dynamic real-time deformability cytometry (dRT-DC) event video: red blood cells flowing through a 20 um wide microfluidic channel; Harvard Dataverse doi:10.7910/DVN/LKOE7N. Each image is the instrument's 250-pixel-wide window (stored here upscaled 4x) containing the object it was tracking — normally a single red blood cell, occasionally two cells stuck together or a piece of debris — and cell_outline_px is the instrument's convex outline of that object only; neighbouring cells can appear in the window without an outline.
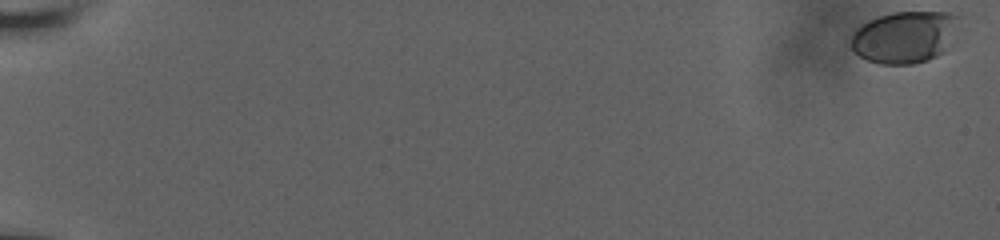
{"species": "human", "species_latin": "Homo sapiens", "temperature_condition": "room temperature", "stored_images_in_passage": 59, "camera_frame_rate_fps": 3000, "um_per_image_px": 0.085, "donor": {"sex": "male"}, "frame": {"image": 1, "passage_image": 1, "time_ms": 0.0, "image_size_px": [1000, 240], "cell_outline_px": [[964, 16], [944, 52], [928, 60], [912, 64], [880, 64], [868, 60], [860, 56], [852, 48], [852, 36], [856, 28], [880, 16], [892, 12], [948, 12]], "centroid_in_image_um": [76.96, 3.13], "position_along_channel_um": 8.0, "area_um2": 32.66}}
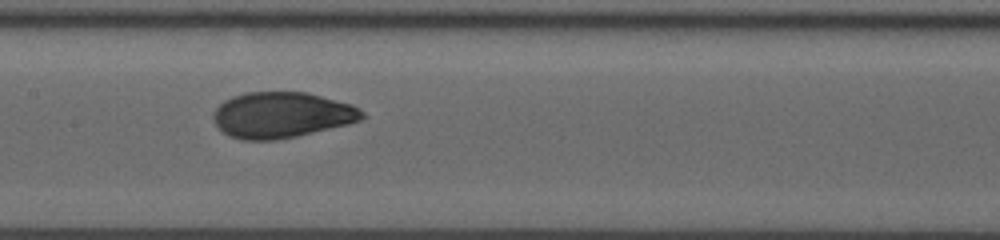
{"frame": {"image": 2, "passage_image": 33, "time_ms": 10.667, "image_size_px": [1000, 240], "cell_outline_px": [[368, 116], [360, 120], [348, 124], [296, 136], [276, 140], [244, 140], [228, 136], [216, 124], [212, 116], [212, 112], [224, 100], [232, 96], [244, 92], [308, 92], [352, 104], [360, 108]], "centroid_in_image_um": [23.95, 9.76], "position_along_channel_um": 183.4, "area_um2": 39.94}}
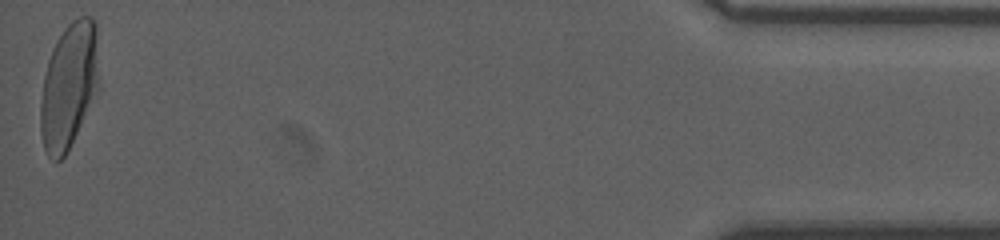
{"frame": {"image": 3, "passage_image": 59, "time_ms": 19.333, "image_size_px": [1000, 240], "cell_outline_px": [[100, 88], [64, 156], [56, 164], [48, 156], [44, 148], [40, 132], [40, 104], [44, 76], [48, 60], [52, 48], [56, 40], [64, 28], [72, 20], [80, 16], [92, 16], [96, 20]], "centroid_in_image_um": [5.87, 7.25], "position_along_channel_um": 429.3, "area_um2": 43.41}, "authors_computed_cell_mechanics": {"area_um2": 38.437, "velocity_mm_per_s": 3.7792, "shape_relaxation_time_tau1_ms": 4.1311, "shape_relaxation_time_tau2_ms": 0.8575, "deformation_change_tau1": 0.1698, "deformation_change_tau2": 0.0456}}